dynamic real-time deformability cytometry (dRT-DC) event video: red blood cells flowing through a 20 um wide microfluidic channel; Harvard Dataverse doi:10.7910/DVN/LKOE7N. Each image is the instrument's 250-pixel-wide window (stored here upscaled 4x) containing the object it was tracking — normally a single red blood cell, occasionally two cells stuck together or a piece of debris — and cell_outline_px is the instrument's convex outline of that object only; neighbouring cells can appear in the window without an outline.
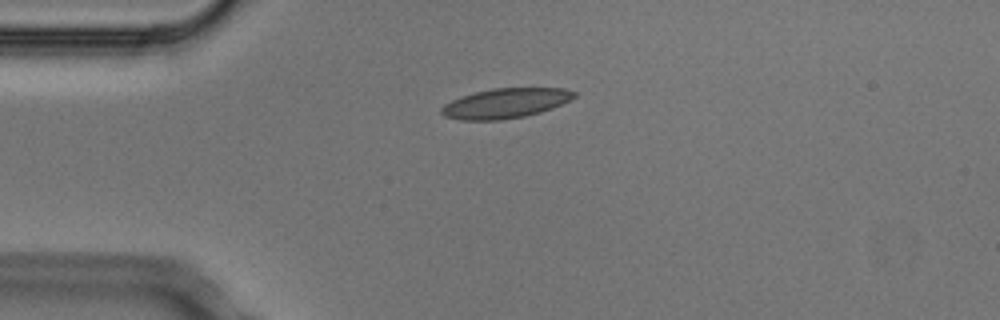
{"species": "Egyptian fruit bat (a non-hibernating species)", "species_latin": "Rousettus aegyptiacus", "temperature_condition": "cold", "stored_images_in_passage": 2, "camera_frame_rate_fps": 3000, "um_per_image_px": 0.085, "animal": {"sex": "male"}, "frame": {"image": 1, "passage_image": 1, "time_ms": 0.0, "image_size_px": [1000, 320], "cell_outline_px": [[576, 96], [552, 108], [540, 112], [524, 116], [500, 120], [460, 120], [444, 116], [440, 112], [440, 108], [444, 104], [452, 100], [476, 92], [492, 88], [564, 88], [576, 92]], "centroid_in_image_um": [42.94, 8.78], "position_along_channel_um": 42.1, "area_um2": 22.89}}